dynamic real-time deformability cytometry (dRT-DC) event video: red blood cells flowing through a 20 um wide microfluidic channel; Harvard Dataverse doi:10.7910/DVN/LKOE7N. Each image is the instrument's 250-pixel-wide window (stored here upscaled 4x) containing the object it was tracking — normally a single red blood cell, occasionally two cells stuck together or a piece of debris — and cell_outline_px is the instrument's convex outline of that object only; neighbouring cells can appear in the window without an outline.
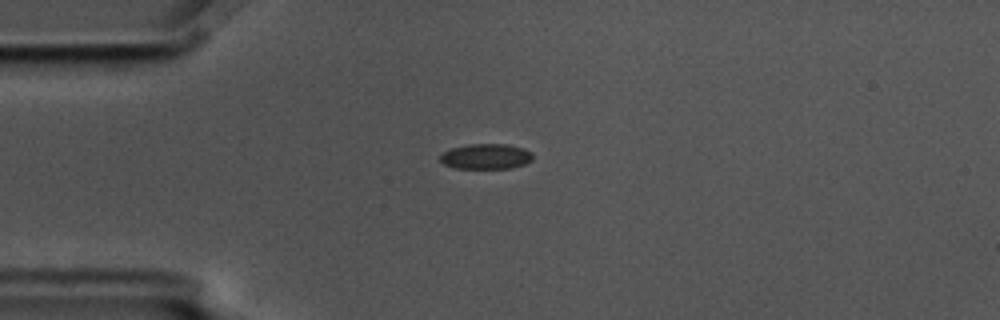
{"species": "common noctule bat (a hibernating species)", "species_latin": "Nyctalus noctula", "temperature_condition": "cold", "stored_images_in_passage": 8, "camera_frame_rate_fps": 3000, "um_per_image_px": 0.085, "animal": {"sex": "male", "body_mass_g": 17.5, "forearm_length_mm": 52.3}, "frame": {"image": 1, "passage_image": 1, "time_ms": 0.0, "image_size_px": [1000, 320], "cell_outline_px": [[532, 160], [524, 164], [512, 168], [456, 168], [444, 164], [440, 160], [440, 156], [444, 152], [452, 148], [468, 144], [508, 144], [524, 148], [532, 152]], "centroid_in_image_um": [41.34, 13.29], "position_along_channel_um": 43.7, "area_um2": 13.64}}
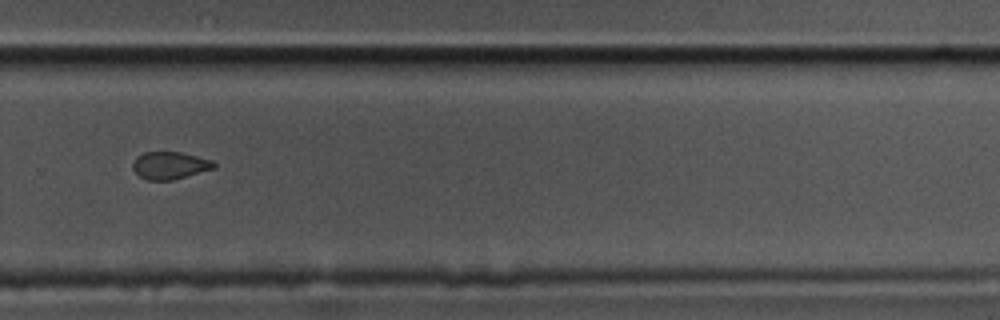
{"frame": {"image": 2, "passage_image": 8, "time_ms": 2.333, "image_size_px": [1000, 320], "cell_outline_px": [[216, 168], [172, 180], [148, 180], [140, 176], [132, 168], [132, 164], [136, 156], [144, 152], [180, 152], [212, 160], [216, 164]], "centroid_in_image_um": [14.43, 14.06], "position_along_channel_um": 315.4, "area_um2": 12.95}}